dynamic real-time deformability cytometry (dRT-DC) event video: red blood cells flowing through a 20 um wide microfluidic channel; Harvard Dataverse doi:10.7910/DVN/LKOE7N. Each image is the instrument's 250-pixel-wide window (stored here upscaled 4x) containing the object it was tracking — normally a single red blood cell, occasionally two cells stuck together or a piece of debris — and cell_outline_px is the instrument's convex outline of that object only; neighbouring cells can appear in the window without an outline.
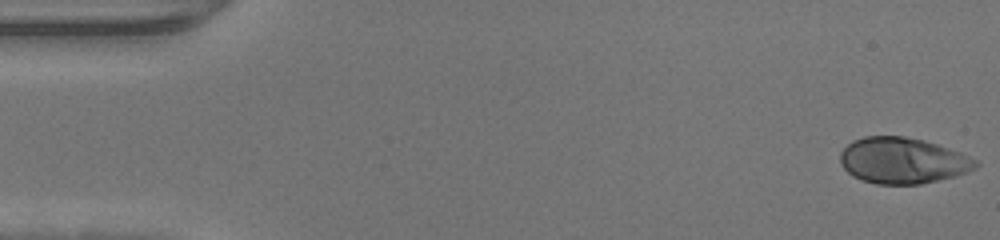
{"species": "human", "species_latin": "Homo sapiens", "temperature_condition": "warm", "stored_images_in_passage": 47, "camera_frame_rate_fps": 3000, "um_per_image_px": 0.085, "donor": {"sex": "male"}, "frame": {"image": 1, "passage_image": 1, "time_ms": 0.0, "image_size_px": [1000, 240], "cell_outline_px": [[980, 164], [976, 168], [956, 176], [920, 184], [876, 184], [852, 176], [840, 164], [840, 152], [852, 140], [864, 136], [904, 136], [924, 140], [960, 152], [976, 160]], "centroid_in_image_um": [76.71, 13.64], "position_along_channel_um": 8.3, "area_um2": 36.36}}
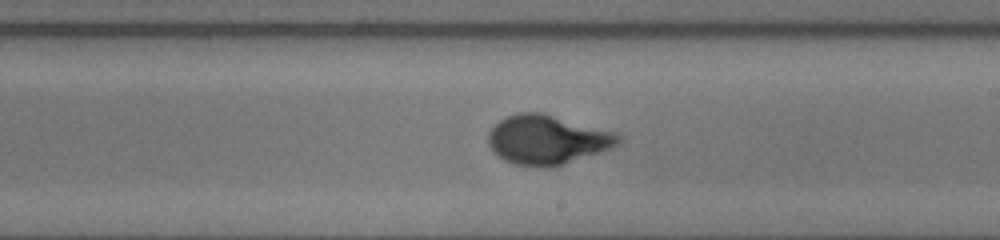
{"frame": {"image": 2, "passage_image": 27, "time_ms": 8.667, "image_size_px": [1000, 240], "cell_outline_px": [[624, 140], [612, 148], [548, 168], [516, 164], [504, 160], [488, 144], [488, 132], [500, 120], [516, 112], [544, 112], [612, 132], [620, 136]], "centroid_in_image_um": [46.5, 11.86], "position_along_channel_um": 242.5, "area_um2": 36.88}}
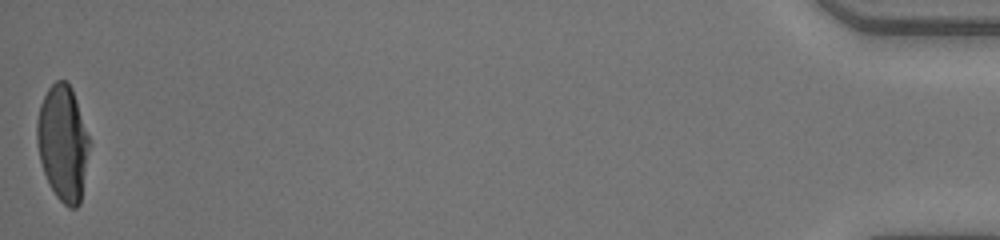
{"frame": {"image": 3, "passage_image": 47, "time_ms": 15.333, "image_size_px": [1000, 240], "cell_outline_px": [[88, 148], [80, 204], [76, 208], [68, 208], [56, 196], [48, 184], [40, 160], [36, 144], [36, 120], [40, 104], [48, 88], [56, 80], [64, 80], [72, 88], [88, 136]], "centroid_in_image_um": [5.3, 12.15], "position_along_channel_um": 429.9, "area_um2": 34.91}}